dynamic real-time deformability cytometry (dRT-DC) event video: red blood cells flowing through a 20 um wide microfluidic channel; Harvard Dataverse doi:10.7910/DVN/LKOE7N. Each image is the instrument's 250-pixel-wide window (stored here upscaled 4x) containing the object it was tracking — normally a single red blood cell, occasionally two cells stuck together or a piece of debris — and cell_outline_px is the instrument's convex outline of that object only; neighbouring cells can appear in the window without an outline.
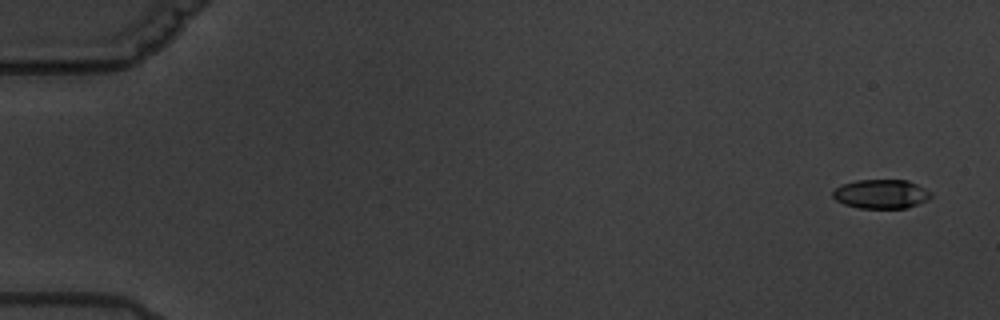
{"species": "common noctule bat (a hibernating species)", "species_latin": "Nyctalus noctula", "temperature_condition": "warm", "stored_images_in_passage": 16, "camera_frame_rate_fps": 3000, "um_per_image_px": 0.085, "animal": {"sex": "male", "body_mass_g": 19.5, "forearm_length_mm": 54.6}, "frame": {"image": 1, "passage_image": 1, "time_ms": 0.0, "image_size_px": [1000, 320], "cell_outline_px": [[932, 196], [928, 200], [904, 208], [860, 208], [844, 204], [836, 200], [832, 196], [832, 192], [840, 184], [856, 180], [908, 180], [932, 192]], "centroid_in_image_um": [74.88, 16.48], "position_along_channel_um": 10.1, "area_um2": 16.65}}
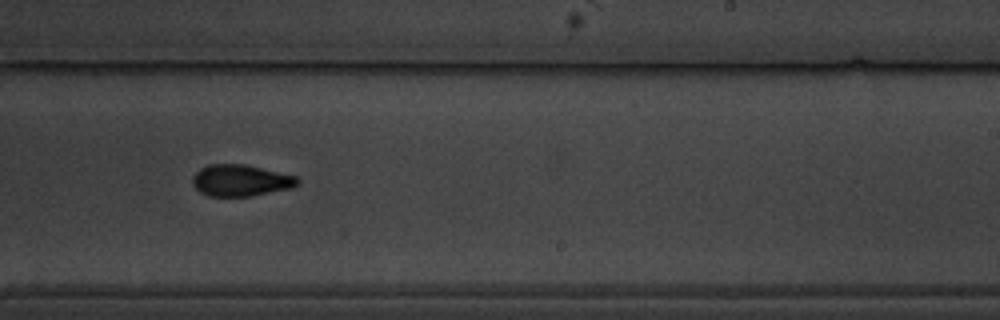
{"frame": {"image": 2, "passage_image": 11, "time_ms": 12.0, "image_size_px": [1000, 320], "cell_outline_px": [[300, 184], [292, 188], [252, 196], [208, 196], [200, 192], [192, 184], [192, 176], [200, 168], [208, 164], [244, 164], [296, 176], [300, 180]], "centroid_in_image_um": [20.45, 15.34], "position_along_channel_um": 268.5, "area_um2": 19.42}}
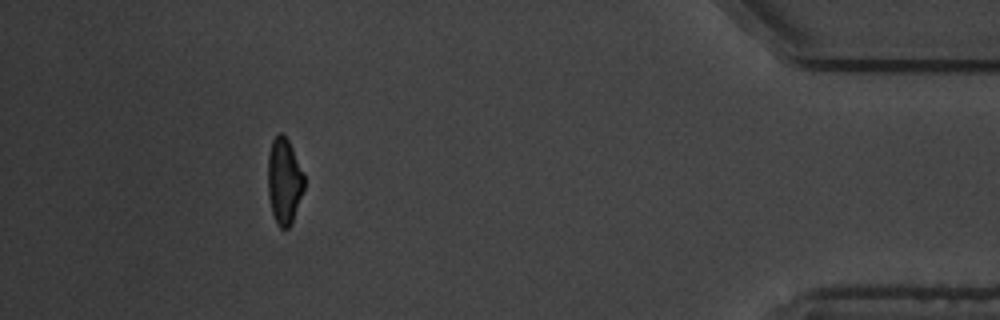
{"frame": {"image": 3, "passage_image": 16, "time_ms": 17.667, "image_size_px": [1000, 320], "cell_outline_px": [[304, 188], [292, 224], [288, 228], [280, 228], [272, 212], [268, 196], [268, 156], [272, 140], [280, 132], [288, 140], [292, 148], [304, 176]], "centroid_in_image_um": [24.15, 15.41], "position_along_channel_um": 411.1, "area_um2": 17.98}, "authors_computed_cell_mechanics": {"area_um2": 18.6983, "velocity_mm_per_s": 3.4196, "shape_relaxation_time_tau1_ms": 2.1713, "shape_relaxation_time_tau2_ms": 2.2199, "deformation_change_tau1": 0.128, "deformation_change_tau2": 0.0891}}